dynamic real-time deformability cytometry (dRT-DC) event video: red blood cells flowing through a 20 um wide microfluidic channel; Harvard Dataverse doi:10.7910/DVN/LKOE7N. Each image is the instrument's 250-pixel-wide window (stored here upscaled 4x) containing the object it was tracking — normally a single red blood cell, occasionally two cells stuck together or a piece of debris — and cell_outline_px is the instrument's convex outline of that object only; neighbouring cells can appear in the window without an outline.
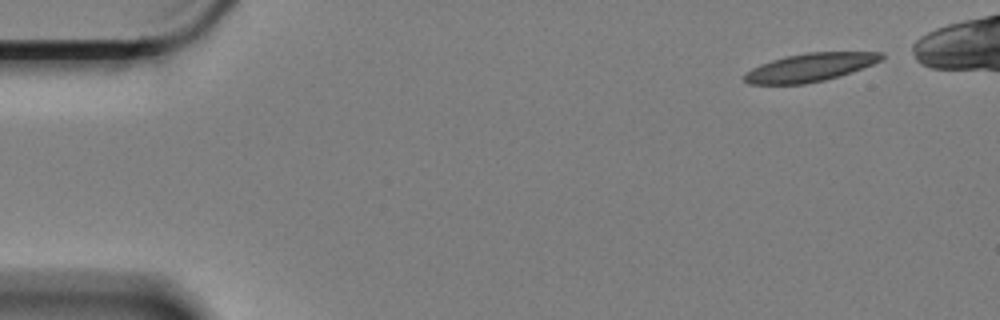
{"species": "Egyptian fruit bat (a non-hibernating species)", "species_latin": "Rousettus aegyptiacus", "temperature_condition": "cold", "stored_images_in_passage": 5, "camera_frame_rate_fps": 3000, "um_per_image_px": 0.085, "animal": {"sex": "female"}, "frame": {"image": 1, "passage_image": 1, "time_ms": 0.0, "image_size_px": [1000, 320], "cell_outline_px": [[884, 56], [880, 60], [872, 64], [840, 76], [824, 80], [804, 84], [748, 84], [744, 80], [744, 76], [752, 68], [760, 64], [784, 56], [808, 52], [884, 52]], "centroid_in_image_um": [68.84, 5.72], "position_along_channel_um": 16.2, "area_um2": 22.37}}